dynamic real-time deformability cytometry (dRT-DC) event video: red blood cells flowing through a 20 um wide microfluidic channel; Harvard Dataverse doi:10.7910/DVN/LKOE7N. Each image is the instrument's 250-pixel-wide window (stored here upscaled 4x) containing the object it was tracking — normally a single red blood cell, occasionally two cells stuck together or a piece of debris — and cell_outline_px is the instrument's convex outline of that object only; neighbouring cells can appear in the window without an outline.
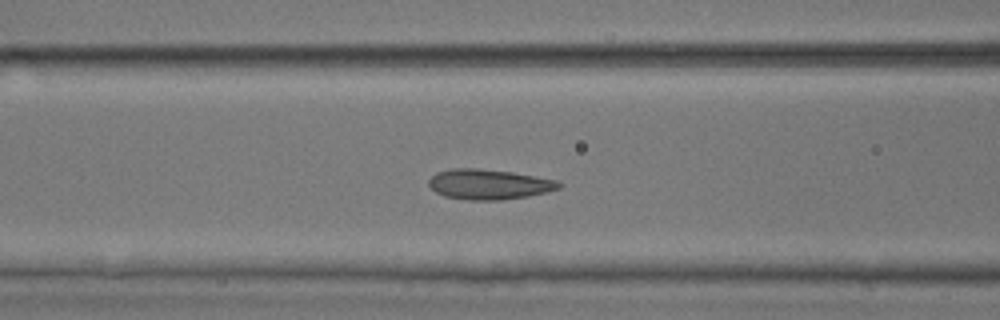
{"species": "common noctule bat (a hibernating species)", "species_latin": "Nyctalus noctula", "temperature_condition": "room temperature", "stored_images_in_passage": 41, "camera_frame_rate_fps": 3000, "um_per_image_px": 0.085, "animal": {"sex": "male", "body_mass_g": 17.9, "forearm_length_mm": 54.2}, "frame": {"image": 1, "passage_image": 21, "time_ms": 6.667, "image_size_px": [1000, 320], "cell_outline_px": [[564, 184], [560, 188], [528, 196], [500, 200], [468, 200], [444, 196], [436, 192], [428, 184], [428, 180], [436, 172], [452, 168], [480, 168], [512, 172], [556, 180]], "centroid_in_image_um": [41.54, 15.66], "position_along_channel_um": 125.1, "area_um2": 22.89}}
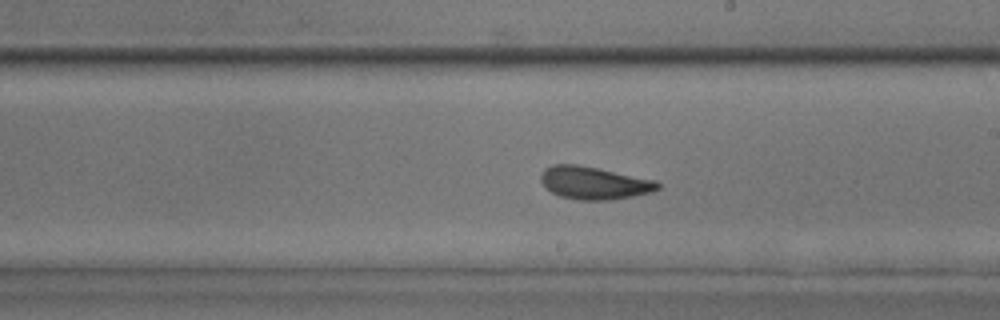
{"frame": {"image": 2, "passage_image": 30, "time_ms": 9.667, "image_size_px": [1000, 320], "cell_outline_px": [[660, 188], [652, 192], [632, 196], [608, 200], [580, 200], [560, 196], [552, 192], [540, 180], [540, 176], [544, 168], [552, 164], [576, 164], [656, 180], [660, 184]], "centroid_in_image_um": [50.49, 15.54], "position_along_channel_um": 238.5, "area_um2": 22.08}}
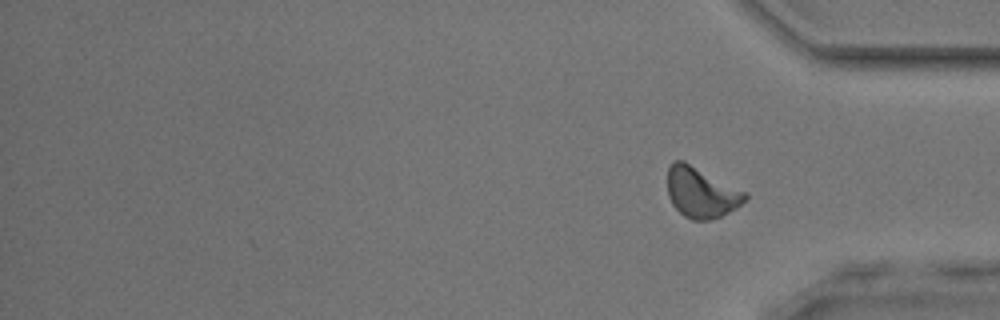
{"frame": {"image": 3, "passage_image": 41, "time_ms": 13.333, "image_size_px": [1000, 320], "cell_outline_px": [[748, 200], [736, 208], [720, 216], [708, 220], [692, 220], [684, 216], [672, 204], [668, 196], [668, 168], [672, 160], [684, 160], [748, 192]], "centroid_in_image_um": [59.62, 16.34], "position_along_channel_um": 375.6, "area_um2": 23.12}, "authors_computed_cell_mechanics": {"area_um2": 22.5998, "velocity_mm_per_s": 3.7999, "shape_relaxation_time_tau1_ms": 3.7339, "shape_relaxation_time_tau2_ms": 1.3284, "deformation_change_tau1": 0.1144, "deformation_change_tau2": 0.0555}}